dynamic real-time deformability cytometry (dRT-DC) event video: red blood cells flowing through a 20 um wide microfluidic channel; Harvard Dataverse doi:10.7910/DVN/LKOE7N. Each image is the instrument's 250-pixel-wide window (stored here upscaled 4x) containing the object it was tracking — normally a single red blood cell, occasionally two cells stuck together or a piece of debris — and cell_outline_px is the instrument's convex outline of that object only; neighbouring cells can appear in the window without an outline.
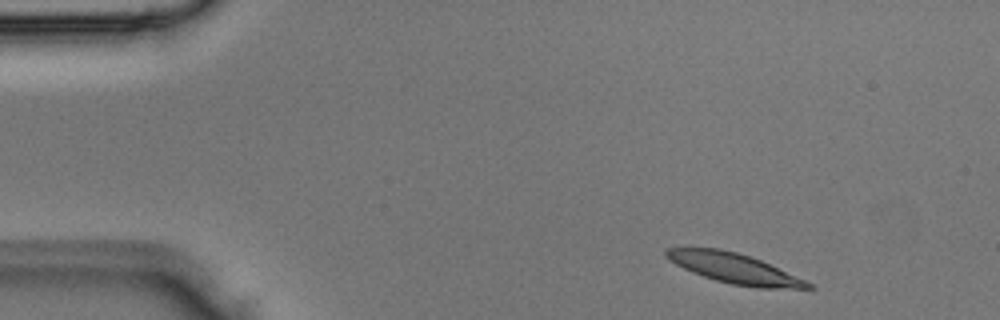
{"species": "Egyptian fruit bat (a non-hibernating species)", "species_latin": "Rousettus aegyptiacus", "temperature_condition": "room temperature", "stored_images_in_passage": 3, "camera_frame_rate_fps": 3000, "um_per_image_px": 0.085, "animal": {"sex": "male"}, "frame": {"image": 1, "passage_image": 1, "time_ms": 0.0, "image_size_px": [1000, 320], "cell_outline_px": [[816, 288], [756, 288], [732, 284], [716, 280], [692, 272], [676, 264], [664, 256], [664, 248], [720, 248], [736, 252], [760, 260], [804, 280], [812, 284]], "centroid_in_image_um": [62.37, 22.8], "position_along_channel_um": 22.6, "area_um2": 24.39}}